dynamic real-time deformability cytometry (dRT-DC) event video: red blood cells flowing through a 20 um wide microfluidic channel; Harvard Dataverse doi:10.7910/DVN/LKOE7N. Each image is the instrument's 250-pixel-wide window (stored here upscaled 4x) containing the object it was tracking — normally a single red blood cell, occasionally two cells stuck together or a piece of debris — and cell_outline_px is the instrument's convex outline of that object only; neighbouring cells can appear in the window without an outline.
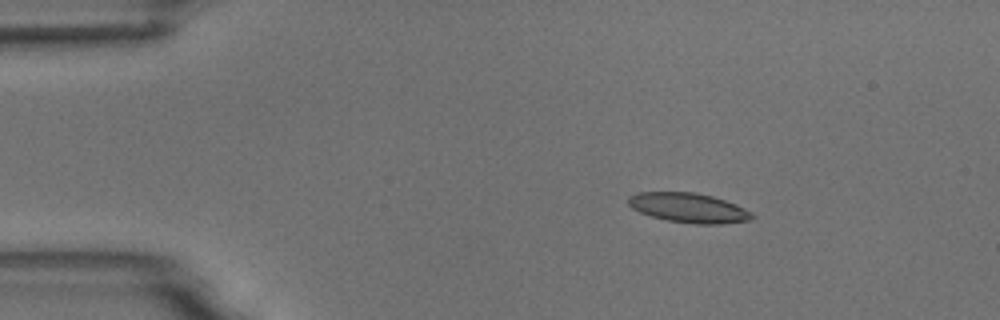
{"species": "common noctule bat (a hibernating species)", "species_latin": "Nyctalus noctula", "temperature_condition": "room temperature", "stored_images_in_passage": 3, "camera_frame_rate_fps": 3000, "um_per_image_px": 0.085, "animal": {"sex": "male", "body_mass_g": 18.8}, "frame": {"image": 1, "passage_image": 1, "time_ms": 0.0, "image_size_px": [1000, 320], "cell_outline_px": [[756, 216], [748, 220], [720, 224], [692, 224], [668, 220], [652, 216], [640, 212], [632, 208], [628, 204], [628, 196], [640, 192], [696, 192], [712, 196], [736, 204], [744, 208]], "centroid_in_image_um": [58.52, 17.66], "position_along_channel_um": 26.5, "area_um2": 21.27}}